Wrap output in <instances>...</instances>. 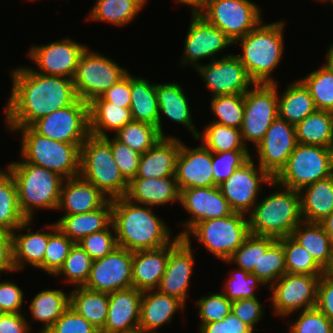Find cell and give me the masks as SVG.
Instances as JSON below:
<instances>
[{
	"instance_id": "6da1fadb",
	"label": "cell",
	"mask_w": 333,
	"mask_h": 333,
	"mask_svg": "<svg viewBox=\"0 0 333 333\" xmlns=\"http://www.w3.org/2000/svg\"><path fill=\"white\" fill-rule=\"evenodd\" d=\"M12 89L4 107L6 127H28L77 99L73 79L44 75L28 66L10 72Z\"/></svg>"
},
{
	"instance_id": "7a4b0ae2",
	"label": "cell",
	"mask_w": 333,
	"mask_h": 333,
	"mask_svg": "<svg viewBox=\"0 0 333 333\" xmlns=\"http://www.w3.org/2000/svg\"><path fill=\"white\" fill-rule=\"evenodd\" d=\"M152 207L136 204L125 197L112 199V223L117 245L129 251L156 249L172 243L166 222L152 211Z\"/></svg>"
},
{
	"instance_id": "3957f363",
	"label": "cell",
	"mask_w": 333,
	"mask_h": 333,
	"mask_svg": "<svg viewBox=\"0 0 333 333\" xmlns=\"http://www.w3.org/2000/svg\"><path fill=\"white\" fill-rule=\"evenodd\" d=\"M269 186L279 190L266 195L253 206L247 215L249 233L279 240L291 236L292 231L303 221L300 194L294 189H282L274 181Z\"/></svg>"
},
{
	"instance_id": "277c9868",
	"label": "cell",
	"mask_w": 333,
	"mask_h": 333,
	"mask_svg": "<svg viewBox=\"0 0 333 333\" xmlns=\"http://www.w3.org/2000/svg\"><path fill=\"white\" fill-rule=\"evenodd\" d=\"M263 23L234 44H241L242 52L237 56L255 83H275L272 73L283 58L285 22Z\"/></svg>"
},
{
	"instance_id": "5b68a950",
	"label": "cell",
	"mask_w": 333,
	"mask_h": 333,
	"mask_svg": "<svg viewBox=\"0 0 333 333\" xmlns=\"http://www.w3.org/2000/svg\"><path fill=\"white\" fill-rule=\"evenodd\" d=\"M6 165L15 179L18 203L26 219L33 220L34 211L56 210L64 178L22 158Z\"/></svg>"
},
{
	"instance_id": "8992f818",
	"label": "cell",
	"mask_w": 333,
	"mask_h": 333,
	"mask_svg": "<svg viewBox=\"0 0 333 333\" xmlns=\"http://www.w3.org/2000/svg\"><path fill=\"white\" fill-rule=\"evenodd\" d=\"M6 129L12 133L21 132L19 154L25 162L53 171L64 179L80 175V148L76 144L52 140L31 126Z\"/></svg>"
},
{
	"instance_id": "52a82bcc",
	"label": "cell",
	"mask_w": 333,
	"mask_h": 333,
	"mask_svg": "<svg viewBox=\"0 0 333 333\" xmlns=\"http://www.w3.org/2000/svg\"><path fill=\"white\" fill-rule=\"evenodd\" d=\"M80 176L110 200L127 193L128 181L120 173L111 145L104 137L90 134L81 145Z\"/></svg>"
},
{
	"instance_id": "ba28073f",
	"label": "cell",
	"mask_w": 333,
	"mask_h": 333,
	"mask_svg": "<svg viewBox=\"0 0 333 333\" xmlns=\"http://www.w3.org/2000/svg\"><path fill=\"white\" fill-rule=\"evenodd\" d=\"M248 216L233 212L229 216L201 221L193 225L182 238L195 237L219 260H228L249 235Z\"/></svg>"
},
{
	"instance_id": "9c48e42d",
	"label": "cell",
	"mask_w": 333,
	"mask_h": 333,
	"mask_svg": "<svg viewBox=\"0 0 333 333\" xmlns=\"http://www.w3.org/2000/svg\"><path fill=\"white\" fill-rule=\"evenodd\" d=\"M333 175V148L297 143L273 181L289 189L304 187Z\"/></svg>"
},
{
	"instance_id": "30bf717a",
	"label": "cell",
	"mask_w": 333,
	"mask_h": 333,
	"mask_svg": "<svg viewBox=\"0 0 333 333\" xmlns=\"http://www.w3.org/2000/svg\"><path fill=\"white\" fill-rule=\"evenodd\" d=\"M128 69L121 67L111 58L92 51L89 46L81 55L73 83L77 97L87 103L101 96L122 79Z\"/></svg>"
},
{
	"instance_id": "8fae6325",
	"label": "cell",
	"mask_w": 333,
	"mask_h": 333,
	"mask_svg": "<svg viewBox=\"0 0 333 333\" xmlns=\"http://www.w3.org/2000/svg\"><path fill=\"white\" fill-rule=\"evenodd\" d=\"M278 84L255 83L244 94V117L240 128L244 144L253 146L264 138L273 121L278 117Z\"/></svg>"
},
{
	"instance_id": "7c38bea8",
	"label": "cell",
	"mask_w": 333,
	"mask_h": 333,
	"mask_svg": "<svg viewBox=\"0 0 333 333\" xmlns=\"http://www.w3.org/2000/svg\"><path fill=\"white\" fill-rule=\"evenodd\" d=\"M260 9L251 0H210L199 14L235 43L263 20Z\"/></svg>"
},
{
	"instance_id": "4fadbf2b",
	"label": "cell",
	"mask_w": 333,
	"mask_h": 333,
	"mask_svg": "<svg viewBox=\"0 0 333 333\" xmlns=\"http://www.w3.org/2000/svg\"><path fill=\"white\" fill-rule=\"evenodd\" d=\"M31 127L47 138L81 148L90 135L89 104L78 98L72 105L38 119Z\"/></svg>"
},
{
	"instance_id": "5bb4252c",
	"label": "cell",
	"mask_w": 333,
	"mask_h": 333,
	"mask_svg": "<svg viewBox=\"0 0 333 333\" xmlns=\"http://www.w3.org/2000/svg\"><path fill=\"white\" fill-rule=\"evenodd\" d=\"M322 275L285 273L269 288L274 315L289 317L295 312L316 307L317 286Z\"/></svg>"
},
{
	"instance_id": "9a60e30c",
	"label": "cell",
	"mask_w": 333,
	"mask_h": 333,
	"mask_svg": "<svg viewBox=\"0 0 333 333\" xmlns=\"http://www.w3.org/2000/svg\"><path fill=\"white\" fill-rule=\"evenodd\" d=\"M272 181L273 178L251 158L218 187L233 212L248 215L259 201L261 185H269Z\"/></svg>"
},
{
	"instance_id": "2e32d148",
	"label": "cell",
	"mask_w": 333,
	"mask_h": 333,
	"mask_svg": "<svg viewBox=\"0 0 333 333\" xmlns=\"http://www.w3.org/2000/svg\"><path fill=\"white\" fill-rule=\"evenodd\" d=\"M88 46L65 37L49 44L33 45L27 56L37 65V73L73 79L79 59Z\"/></svg>"
},
{
	"instance_id": "e0dca14e",
	"label": "cell",
	"mask_w": 333,
	"mask_h": 333,
	"mask_svg": "<svg viewBox=\"0 0 333 333\" xmlns=\"http://www.w3.org/2000/svg\"><path fill=\"white\" fill-rule=\"evenodd\" d=\"M195 71L212 96L245 94L255 84L236 54L222 55L204 65L201 63Z\"/></svg>"
},
{
	"instance_id": "ac0fdd59",
	"label": "cell",
	"mask_w": 333,
	"mask_h": 333,
	"mask_svg": "<svg viewBox=\"0 0 333 333\" xmlns=\"http://www.w3.org/2000/svg\"><path fill=\"white\" fill-rule=\"evenodd\" d=\"M234 43L218 27L210 24L200 14H191L186 34L181 65H191L196 69L201 59H217L215 55ZM200 60V61H199Z\"/></svg>"
},
{
	"instance_id": "d6986e66",
	"label": "cell",
	"mask_w": 333,
	"mask_h": 333,
	"mask_svg": "<svg viewBox=\"0 0 333 333\" xmlns=\"http://www.w3.org/2000/svg\"><path fill=\"white\" fill-rule=\"evenodd\" d=\"M85 288L111 293L132 286V251L117 246L111 253L92 262Z\"/></svg>"
},
{
	"instance_id": "ffe728a7",
	"label": "cell",
	"mask_w": 333,
	"mask_h": 333,
	"mask_svg": "<svg viewBox=\"0 0 333 333\" xmlns=\"http://www.w3.org/2000/svg\"><path fill=\"white\" fill-rule=\"evenodd\" d=\"M297 145L295 125L277 117L257 144L258 166L274 178Z\"/></svg>"
},
{
	"instance_id": "44dd1931",
	"label": "cell",
	"mask_w": 333,
	"mask_h": 333,
	"mask_svg": "<svg viewBox=\"0 0 333 333\" xmlns=\"http://www.w3.org/2000/svg\"><path fill=\"white\" fill-rule=\"evenodd\" d=\"M192 242L177 238L169 244V258L157 290L178 298L186 305L195 256Z\"/></svg>"
},
{
	"instance_id": "7402d4cb",
	"label": "cell",
	"mask_w": 333,
	"mask_h": 333,
	"mask_svg": "<svg viewBox=\"0 0 333 333\" xmlns=\"http://www.w3.org/2000/svg\"><path fill=\"white\" fill-rule=\"evenodd\" d=\"M180 203L191 214L188 220L181 222L184 229L177 233L180 237L198 222L229 216L233 213L218 186L183 189L180 194Z\"/></svg>"
},
{
	"instance_id": "603a6c76",
	"label": "cell",
	"mask_w": 333,
	"mask_h": 333,
	"mask_svg": "<svg viewBox=\"0 0 333 333\" xmlns=\"http://www.w3.org/2000/svg\"><path fill=\"white\" fill-rule=\"evenodd\" d=\"M175 178L180 191L187 188L216 186L213 178L212 152L203 144L189 148L181 141Z\"/></svg>"
},
{
	"instance_id": "cb8c5ba5",
	"label": "cell",
	"mask_w": 333,
	"mask_h": 333,
	"mask_svg": "<svg viewBox=\"0 0 333 333\" xmlns=\"http://www.w3.org/2000/svg\"><path fill=\"white\" fill-rule=\"evenodd\" d=\"M32 221L27 219L12 232L13 264L16 272L24 269L27 264L43 271V258L49 236L57 229V225L54 222L53 224H45L48 231L44 232L46 228H43L34 232L29 227ZM24 230L27 232L24 234L19 233Z\"/></svg>"
},
{
	"instance_id": "d4e9b609",
	"label": "cell",
	"mask_w": 333,
	"mask_h": 333,
	"mask_svg": "<svg viewBox=\"0 0 333 333\" xmlns=\"http://www.w3.org/2000/svg\"><path fill=\"white\" fill-rule=\"evenodd\" d=\"M142 291L134 287L109 293L108 316L100 333H126L139 328Z\"/></svg>"
},
{
	"instance_id": "484cf974",
	"label": "cell",
	"mask_w": 333,
	"mask_h": 333,
	"mask_svg": "<svg viewBox=\"0 0 333 333\" xmlns=\"http://www.w3.org/2000/svg\"><path fill=\"white\" fill-rule=\"evenodd\" d=\"M184 92L182 86L176 82L156 84V95L159 107V122L158 131L161 137H175L167 135L162 129L163 117L169 118L174 123H178L184 126L192 137L196 140L200 131L195 127L193 123L192 113L188 98Z\"/></svg>"
},
{
	"instance_id": "4316f807",
	"label": "cell",
	"mask_w": 333,
	"mask_h": 333,
	"mask_svg": "<svg viewBox=\"0 0 333 333\" xmlns=\"http://www.w3.org/2000/svg\"><path fill=\"white\" fill-rule=\"evenodd\" d=\"M181 140L177 137H161L141 155L139 167L133 179L175 177L176 160Z\"/></svg>"
},
{
	"instance_id": "83f0119b",
	"label": "cell",
	"mask_w": 333,
	"mask_h": 333,
	"mask_svg": "<svg viewBox=\"0 0 333 333\" xmlns=\"http://www.w3.org/2000/svg\"><path fill=\"white\" fill-rule=\"evenodd\" d=\"M109 199L92 183L80 175L64 179L56 210L64 215H75L101 208Z\"/></svg>"
},
{
	"instance_id": "f1b7e54d",
	"label": "cell",
	"mask_w": 333,
	"mask_h": 333,
	"mask_svg": "<svg viewBox=\"0 0 333 333\" xmlns=\"http://www.w3.org/2000/svg\"><path fill=\"white\" fill-rule=\"evenodd\" d=\"M181 191L175 177L131 179L125 195L129 201L146 206L180 202Z\"/></svg>"
},
{
	"instance_id": "f546056e",
	"label": "cell",
	"mask_w": 333,
	"mask_h": 333,
	"mask_svg": "<svg viewBox=\"0 0 333 333\" xmlns=\"http://www.w3.org/2000/svg\"><path fill=\"white\" fill-rule=\"evenodd\" d=\"M169 258V244L132 252V286L140 291L157 289Z\"/></svg>"
},
{
	"instance_id": "4dcf8cb0",
	"label": "cell",
	"mask_w": 333,
	"mask_h": 333,
	"mask_svg": "<svg viewBox=\"0 0 333 333\" xmlns=\"http://www.w3.org/2000/svg\"><path fill=\"white\" fill-rule=\"evenodd\" d=\"M186 305L178 298L160 293L157 289L142 291L139 329L156 333L159 327L170 324Z\"/></svg>"
},
{
	"instance_id": "1f68e13d",
	"label": "cell",
	"mask_w": 333,
	"mask_h": 333,
	"mask_svg": "<svg viewBox=\"0 0 333 333\" xmlns=\"http://www.w3.org/2000/svg\"><path fill=\"white\" fill-rule=\"evenodd\" d=\"M112 222V200L110 199L94 211L63 215L57 222L55 221L57 228L74 243L94 232L105 230Z\"/></svg>"
},
{
	"instance_id": "d6a6232c",
	"label": "cell",
	"mask_w": 333,
	"mask_h": 333,
	"mask_svg": "<svg viewBox=\"0 0 333 333\" xmlns=\"http://www.w3.org/2000/svg\"><path fill=\"white\" fill-rule=\"evenodd\" d=\"M299 194L303 221L322 222L333 211V175L304 187Z\"/></svg>"
},
{
	"instance_id": "836d02e7",
	"label": "cell",
	"mask_w": 333,
	"mask_h": 333,
	"mask_svg": "<svg viewBox=\"0 0 333 333\" xmlns=\"http://www.w3.org/2000/svg\"><path fill=\"white\" fill-rule=\"evenodd\" d=\"M89 104V130L97 137H107V131L117 133L127 123L131 122L130 108H123L108 101L101 96L94 98Z\"/></svg>"
},
{
	"instance_id": "e575fe53",
	"label": "cell",
	"mask_w": 333,
	"mask_h": 333,
	"mask_svg": "<svg viewBox=\"0 0 333 333\" xmlns=\"http://www.w3.org/2000/svg\"><path fill=\"white\" fill-rule=\"evenodd\" d=\"M291 237L327 272L333 263V243L320 223L302 221Z\"/></svg>"
},
{
	"instance_id": "d590c367",
	"label": "cell",
	"mask_w": 333,
	"mask_h": 333,
	"mask_svg": "<svg viewBox=\"0 0 333 333\" xmlns=\"http://www.w3.org/2000/svg\"><path fill=\"white\" fill-rule=\"evenodd\" d=\"M316 110L309 90L299 79L278 94V117L292 125L296 126Z\"/></svg>"
},
{
	"instance_id": "8d00e7d4",
	"label": "cell",
	"mask_w": 333,
	"mask_h": 333,
	"mask_svg": "<svg viewBox=\"0 0 333 333\" xmlns=\"http://www.w3.org/2000/svg\"><path fill=\"white\" fill-rule=\"evenodd\" d=\"M69 294V306L101 331L108 316L109 293L93 291L84 286H79L74 287Z\"/></svg>"
},
{
	"instance_id": "74e56055",
	"label": "cell",
	"mask_w": 333,
	"mask_h": 333,
	"mask_svg": "<svg viewBox=\"0 0 333 333\" xmlns=\"http://www.w3.org/2000/svg\"><path fill=\"white\" fill-rule=\"evenodd\" d=\"M131 115L134 121L154 125L158 129L159 107L156 95V83L146 78L134 77L130 73Z\"/></svg>"
},
{
	"instance_id": "f35d334b",
	"label": "cell",
	"mask_w": 333,
	"mask_h": 333,
	"mask_svg": "<svg viewBox=\"0 0 333 333\" xmlns=\"http://www.w3.org/2000/svg\"><path fill=\"white\" fill-rule=\"evenodd\" d=\"M70 294L60 289H46L38 292L29 303L32 321L43 324L39 333H45L69 307Z\"/></svg>"
},
{
	"instance_id": "ab89813d",
	"label": "cell",
	"mask_w": 333,
	"mask_h": 333,
	"mask_svg": "<svg viewBox=\"0 0 333 333\" xmlns=\"http://www.w3.org/2000/svg\"><path fill=\"white\" fill-rule=\"evenodd\" d=\"M147 0H96L86 20L123 27L134 21Z\"/></svg>"
},
{
	"instance_id": "60d3db41",
	"label": "cell",
	"mask_w": 333,
	"mask_h": 333,
	"mask_svg": "<svg viewBox=\"0 0 333 333\" xmlns=\"http://www.w3.org/2000/svg\"><path fill=\"white\" fill-rule=\"evenodd\" d=\"M295 129L297 143L333 148V112L316 110L299 122Z\"/></svg>"
},
{
	"instance_id": "b9f144b4",
	"label": "cell",
	"mask_w": 333,
	"mask_h": 333,
	"mask_svg": "<svg viewBox=\"0 0 333 333\" xmlns=\"http://www.w3.org/2000/svg\"><path fill=\"white\" fill-rule=\"evenodd\" d=\"M27 219L20 210L14 177L8 169H0V229L14 232Z\"/></svg>"
},
{
	"instance_id": "7bdbcfd3",
	"label": "cell",
	"mask_w": 333,
	"mask_h": 333,
	"mask_svg": "<svg viewBox=\"0 0 333 333\" xmlns=\"http://www.w3.org/2000/svg\"><path fill=\"white\" fill-rule=\"evenodd\" d=\"M285 273L283 245L274 238L260 236L259 269H254L252 274H255L269 288V284L271 286Z\"/></svg>"
},
{
	"instance_id": "ee69618b",
	"label": "cell",
	"mask_w": 333,
	"mask_h": 333,
	"mask_svg": "<svg viewBox=\"0 0 333 333\" xmlns=\"http://www.w3.org/2000/svg\"><path fill=\"white\" fill-rule=\"evenodd\" d=\"M210 123V124H209ZM199 132L196 141L201 143L213 153H221L230 150H250L244 144L240 129L224 126L215 122H209Z\"/></svg>"
},
{
	"instance_id": "f6af8a7d",
	"label": "cell",
	"mask_w": 333,
	"mask_h": 333,
	"mask_svg": "<svg viewBox=\"0 0 333 333\" xmlns=\"http://www.w3.org/2000/svg\"><path fill=\"white\" fill-rule=\"evenodd\" d=\"M299 80L309 90L317 110L333 112V70L327 63Z\"/></svg>"
},
{
	"instance_id": "bcb514c9",
	"label": "cell",
	"mask_w": 333,
	"mask_h": 333,
	"mask_svg": "<svg viewBox=\"0 0 333 333\" xmlns=\"http://www.w3.org/2000/svg\"><path fill=\"white\" fill-rule=\"evenodd\" d=\"M284 248L286 273L302 275H323L326 271L312 255L291 236L278 240Z\"/></svg>"
},
{
	"instance_id": "7dc6e473",
	"label": "cell",
	"mask_w": 333,
	"mask_h": 333,
	"mask_svg": "<svg viewBox=\"0 0 333 333\" xmlns=\"http://www.w3.org/2000/svg\"><path fill=\"white\" fill-rule=\"evenodd\" d=\"M114 136L141 155L161 138L156 126L134 120L127 123Z\"/></svg>"
},
{
	"instance_id": "c3c4849f",
	"label": "cell",
	"mask_w": 333,
	"mask_h": 333,
	"mask_svg": "<svg viewBox=\"0 0 333 333\" xmlns=\"http://www.w3.org/2000/svg\"><path fill=\"white\" fill-rule=\"evenodd\" d=\"M92 262L90 255L78 243H74L63 266L54 276H63L64 282L71 283L73 287L84 286L89 278Z\"/></svg>"
},
{
	"instance_id": "681fc988",
	"label": "cell",
	"mask_w": 333,
	"mask_h": 333,
	"mask_svg": "<svg viewBox=\"0 0 333 333\" xmlns=\"http://www.w3.org/2000/svg\"><path fill=\"white\" fill-rule=\"evenodd\" d=\"M210 108L217 119L212 122L240 129L244 117V94L212 96Z\"/></svg>"
},
{
	"instance_id": "f907efd6",
	"label": "cell",
	"mask_w": 333,
	"mask_h": 333,
	"mask_svg": "<svg viewBox=\"0 0 333 333\" xmlns=\"http://www.w3.org/2000/svg\"><path fill=\"white\" fill-rule=\"evenodd\" d=\"M231 271L229 278L225 280V285L221 292L231 301L244 298H255L257 289L266 286L255 274L236 268Z\"/></svg>"
},
{
	"instance_id": "816d5d0a",
	"label": "cell",
	"mask_w": 333,
	"mask_h": 333,
	"mask_svg": "<svg viewBox=\"0 0 333 333\" xmlns=\"http://www.w3.org/2000/svg\"><path fill=\"white\" fill-rule=\"evenodd\" d=\"M249 152V150H230L221 153L212 152V167L215 185H221L236 169L247 163L252 158V155Z\"/></svg>"
},
{
	"instance_id": "f5cc1de1",
	"label": "cell",
	"mask_w": 333,
	"mask_h": 333,
	"mask_svg": "<svg viewBox=\"0 0 333 333\" xmlns=\"http://www.w3.org/2000/svg\"><path fill=\"white\" fill-rule=\"evenodd\" d=\"M74 242L58 228L49 236L48 245L43 258V271L55 275L63 266Z\"/></svg>"
},
{
	"instance_id": "db71d44e",
	"label": "cell",
	"mask_w": 333,
	"mask_h": 333,
	"mask_svg": "<svg viewBox=\"0 0 333 333\" xmlns=\"http://www.w3.org/2000/svg\"><path fill=\"white\" fill-rule=\"evenodd\" d=\"M199 325L222 321L232 310V302L221 292L203 295L196 301Z\"/></svg>"
},
{
	"instance_id": "11a10c76",
	"label": "cell",
	"mask_w": 333,
	"mask_h": 333,
	"mask_svg": "<svg viewBox=\"0 0 333 333\" xmlns=\"http://www.w3.org/2000/svg\"><path fill=\"white\" fill-rule=\"evenodd\" d=\"M77 243L93 260L105 257L118 246L113 223L105 230L94 232L83 237Z\"/></svg>"
},
{
	"instance_id": "9f6ffc18",
	"label": "cell",
	"mask_w": 333,
	"mask_h": 333,
	"mask_svg": "<svg viewBox=\"0 0 333 333\" xmlns=\"http://www.w3.org/2000/svg\"><path fill=\"white\" fill-rule=\"evenodd\" d=\"M300 313L298 319L288 326L294 333H333V323L317 307Z\"/></svg>"
},
{
	"instance_id": "6f0895ef",
	"label": "cell",
	"mask_w": 333,
	"mask_h": 333,
	"mask_svg": "<svg viewBox=\"0 0 333 333\" xmlns=\"http://www.w3.org/2000/svg\"><path fill=\"white\" fill-rule=\"evenodd\" d=\"M104 138L111 145L113 157L120 173L129 182L136 176L141 154L120 142L115 136L109 138L108 135Z\"/></svg>"
},
{
	"instance_id": "680465c9",
	"label": "cell",
	"mask_w": 333,
	"mask_h": 333,
	"mask_svg": "<svg viewBox=\"0 0 333 333\" xmlns=\"http://www.w3.org/2000/svg\"><path fill=\"white\" fill-rule=\"evenodd\" d=\"M260 260V236L249 234L242 245L233 253L225 264H236V268L252 273L259 269Z\"/></svg>"
},
{
	"instance_id": "91938a15",
	"label": "cell",
	"mask_w": 333,
	"mask_h": 333,
	"mask_svg": "<svg viewBox=\"0 0 333 333\" xmlns=\"http://www.w3.org/2000/svg\"><path fill=\"white\" fill-rule=\"evenodd\" d=\"M45 333H100V331L69 306Z\"/></svg>"
},
{
	"instance_id": "94428289",
	"label": "cell",
	"mask_w": 333,
	"mask_h": 333,
	"mask_svg": "<svg viewBox=\"0 0 333 333\" xmlns=\"http://www.w3.org/2000/svg\"><path fill=\"white\" fill-rule=\"evenodd\" d=\"M231 311L253 331L255 330V324L262 320L261 318L264 316L262 303L257 297L233 301Z\"/></svg>"
},
{
	"instance_id": "6125c7cd",
	"label": "cell",
	"mask_w": 333,
	"mask_h": 333,
	"mask_svg": "<svg viewBox=\"0 0 333 333\" xmlns=\"http://www.w3.org/2000/svg\"><path fill=\"white\" fill-rule=\"evenodd\" d=\"M24 293L14 281H0V310L3 313H21Z\"/></svg>"
},
{
	"instance_id": "be15d7a7",
	"label": "cell",
	"mask_w": 333,
	"mask_h": 333,
	"mask_svg": "<svg viewBox=\"0 0 333 333\" xmlns=\"http://www.w3.org/2000/svg\"><path fill=\"white\" fill-rule=\"evenodd\" d=\"M316 307L333 323V276L327 272L318 282Z\"/></svg>"
},
{
	"instance_id": "e7e4bbea",
	"label": "cell",
	"mask_w": 333,
	"mask_h": 333,
	"mask_svg": "<svg viewBox=\"0 0 333 333\" xmlns=\"http://www.w3.org/2000/svg\"><path fill=\"white\" fill-rule=\"evenodd\" d=\"M101 97L114 105L123 108H130V73L128 72L122 79L115 83L110 89L104 92Z\"/></svg>"
},
{
	"instance_id": "03108f58",
	"label": "cell",
	"mask_w": 333,
	"mask_h": 333,
	"mask_svg": "<svg viewBox=\"0 0 333 333\" xmlns=\"http://www.w3.org/2000/svg\"><path fill=\"white\" fill-rule=\"evenodd\" d=\"M30 324L22 313L0 315V333H30Z\"/></svg>"
},
{
	"instance_id": "003e7915",
	"label": "cell",
	"mask_w": 333,
	"mask_h": 333,
	"mask_svg": "<svg viewBox=\"0 0 333 333\" xmlns=\"http://www.w3.org/2000/svg\"><path fill=\"white\" fill-rule=\"evenodd\" d=\"M8 271H16L13 264L12 233L0 229V274H7Z\"/></svg>"
},
{
	"instance_id": "a7ac6f4b",
	"label": "cell",
	"mask_w": 333,
	"mask_h": 333,
	"mask_svg": "<svg viewBox=\"0 0 333 333\" xmlns=\"http://www.w3.org/2000/svg\"><path fill=\"white\" fill-rule=\"evenodd\" d=\"M199 333H229L228 315L222 321L199 325Z\"/></svg>"
},
{
	"instance_id": "89a4df30",
	"label": "cell",
	"mask_w": 333,
	"mask_h": 333,
	"mask_svg": "<svg viewBox=\"0 0 333 333\" xmlns=\"http://www.w3.org/2000/svg\"><path fill=\"white\" fill-rule=\"evenodd\" d=\"M229 333H254V331L231 311L228 314Z\"/></svg>"
},
{
	"instance_id": "2644e50d",
	"label": "cell",
	"mask_w": 333,
	"mask_h": 333,
	"mask_svg": "<svg viewBox=\"0 0 333 333\" xmlns=\"http://www.w3.org/2000/svg\"><path fill=\"white\" fill-rule=\"evenodd\" d=\"M178 4L187 5L191 9V14H199L210 0H175Z\"/></svg>"
},
{
	"instance_id": "8c879c8a",
	"label": "cell",
	"mask_w": 333,
	"mask_h": 333,
	"mask_svg": "<svg viewBox=\"0 0 333 333\" xmlns=\"http://www.w3.org/2000/svg\"><path fill=\"white\" fill-rule=\"evenodd\" d=\"M320 224L333 243V211Z\"/></svg>"
},
{
	"instance_id": "753ad0ef",
	"label": "cell",
	"mask_w": 333,
	"mask_h": 333,
	"mask_svg": "<svg viewBox=\"0 0 333 333\" xmlns=\"http://www.w3.org/2000/svg\"><path fill=\"white\" fill-rule=\"evenodd\" d=\"M327 54L326 56V63L331 67V69L333 70V43L331 45H329V48L327 49Z\"/></svg>"
},
{
	"instance_id": "34e18365",
	"label": "cell",
	"mask_w": 333,
	"mask_h": 333,
	"mask_svg": "<svg viewBox=\"0 0 333 333\" xmlns=\"http://www.w3.org/2000/svg\"><path fill=\"white\" fill-rule=\"evenodd\" d=\"M126 333H150V332H147L145 330H142V329H136V330H133V331H130V332H126Z\"/></svg>"
},
{
	"instance_id": "11e5206c",
	"label": "cell",
	"mask_w": 333,
	"mask_h": 333,
	"mask_svg": "<svg viewBox=\"0 0 333 333\" xmlns=\"http://www.w3.org/2000/svg\"><path fill=\"white\" fill-rule=\"evenodd\" d=\"M327 273H329L331 276H333V263L331 267L327 270Z\"/></svg>"
},
{
	"instance_id": "2a66077c",
	"label": "cell",
	"mask_w": 333,
	"mask_h": 333,
	"mask_svg": "<svg viewBox=\"0 0 333 333\" xmlns=\"http://www.w3.org/2000/svg\"><path fill=\"white\" fill-rule=\"evenodd\" d=\"M320 2H330L331 0H319Z\"/></svg>"
}]
</instances>
